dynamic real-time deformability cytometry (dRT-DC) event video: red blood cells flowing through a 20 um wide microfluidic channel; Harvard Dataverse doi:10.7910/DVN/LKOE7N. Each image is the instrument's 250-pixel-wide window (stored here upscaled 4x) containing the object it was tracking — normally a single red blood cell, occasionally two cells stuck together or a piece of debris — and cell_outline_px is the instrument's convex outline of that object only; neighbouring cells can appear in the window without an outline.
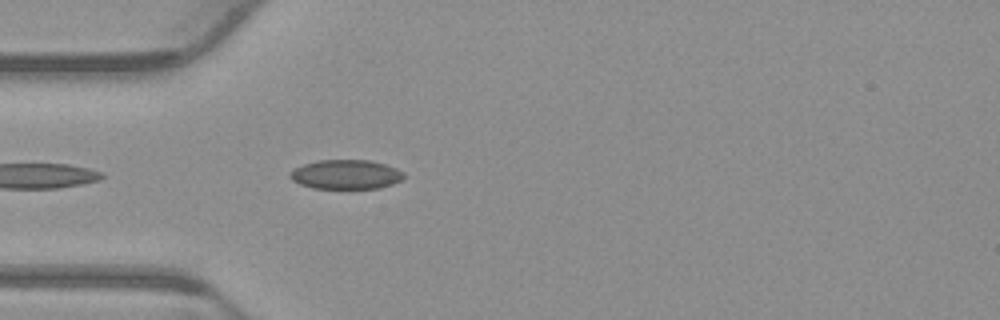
{"species": "common noctule bat (a hibernating species)", "species_latin": "Nyctalus noctula", "temperature_condition": "warm", "stored_images_in_passage": 16, "camera_frame_rate_fps": 3000, "um_per_image_px": 0.085, "animal": {"sex": "male", "body_mass_g": 23.1, "forearm_length_mm": 52.7}, "frame": {"image": 1, "passage_image": 3, "time_ms": 0.667, "image_size_px": [1000, 320], "cell_outline_px": [[404, 176], [400, 180], [392, 184], [380, 188], [312, 188], [300, 184], [292, 180], [288, 176], [288, 172], [304, 164], [320, 160], [372, 160], [396, 168], [404, 172]], "centroid_in_image_um": [29.39, 14.82], "position_along_channel_um": 55.6, "area_um2": 19.42}}